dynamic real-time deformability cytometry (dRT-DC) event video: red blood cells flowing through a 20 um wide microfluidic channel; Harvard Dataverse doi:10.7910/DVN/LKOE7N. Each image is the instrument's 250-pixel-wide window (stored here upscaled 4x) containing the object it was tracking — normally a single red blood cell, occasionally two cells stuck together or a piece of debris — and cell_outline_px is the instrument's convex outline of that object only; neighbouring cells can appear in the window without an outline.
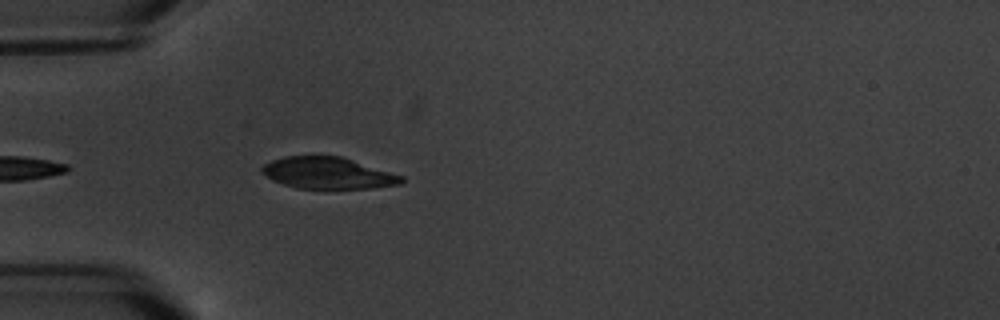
{"species": "common noctule bat (a hibernating species)", "species_latin": "Nyctalus noctula", "temperature_condition": "warm", "stored_images_in_passage": 6, "camera_frame_rate_fps": 3000, "um_per_image_px": 0.085, "animal": {"sex": "male", "body_mass_g": 20.1, "forearm_length_mm": 53.5}, "frame": {"image": 1, "passage_image": 6, "time_ms": 6.0, "image_size_px": [1000, 320], "cell_outline_px": [[404, 180], [400, 184], [372, 188], [296, 188], [272, 180], [260, 172], [260, 168], [264, 164], [272, 160], [284, 156], [340, 156], [404, 176]], "centroid_in_image_um": [27.85, 14.71], "position_along_channel_um": 57.2, "area_um2": 25.55}}